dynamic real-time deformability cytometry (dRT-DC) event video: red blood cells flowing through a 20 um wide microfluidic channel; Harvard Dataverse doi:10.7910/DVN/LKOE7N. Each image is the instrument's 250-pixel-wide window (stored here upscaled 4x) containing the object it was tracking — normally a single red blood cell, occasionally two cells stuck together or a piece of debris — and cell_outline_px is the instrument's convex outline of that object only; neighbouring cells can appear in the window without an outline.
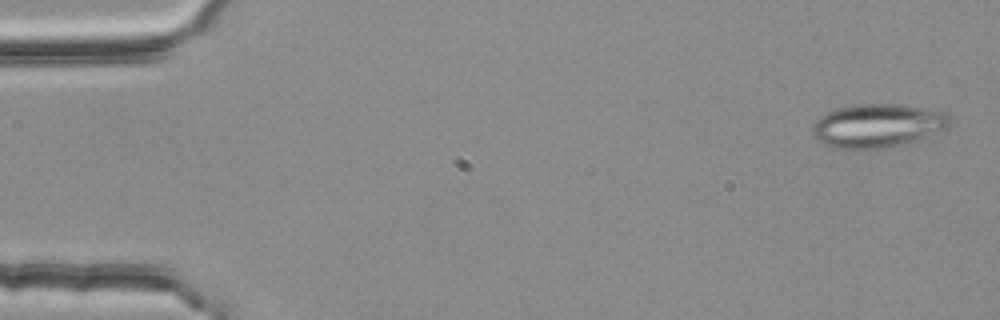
{"species": "common noctule bat (a hibernating species)", "species_latin": "Nyctalus noctula", "temperature_condition": "room temperature", "stored_images_in_passage": 2, "camera_frame_rate_fps": 3000, "um_per_image_px": 0.085, "animal": {"sex": "female", "body_mass_g": 25.1}, "frame": {"image": 1, "passage_image": 2, "time_ms": 0.333, "image_size_px": [1000, 320], "cell_outline_px": [[948, 124], [944, 128], [912, 140], [880, 148], [836, 148], [812, 136], [812, 124], [820, 116], [828, 112], [840, 108], [856, 104], [900, 104], [940, 108], [948, 116]], "centroid_in_image_um": [74.56, 10.63], "position_along_channel_um": 10.4, "area_um2": 34.1}}